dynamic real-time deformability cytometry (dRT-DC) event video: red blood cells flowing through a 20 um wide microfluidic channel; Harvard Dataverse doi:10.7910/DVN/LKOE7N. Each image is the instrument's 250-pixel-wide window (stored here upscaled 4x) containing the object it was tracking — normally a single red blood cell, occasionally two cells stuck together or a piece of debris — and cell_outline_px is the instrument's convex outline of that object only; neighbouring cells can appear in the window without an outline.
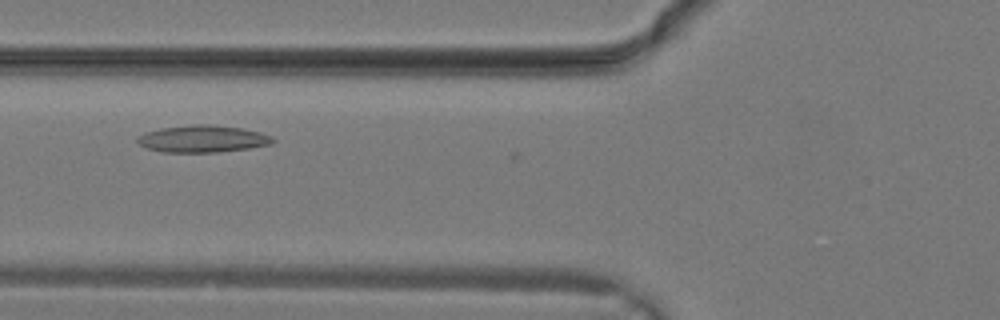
{"species": "common noctule bat (a hibernating species)", "species_latin": "Nyctalus noctula", "temperature_condition": "warm", "stored_images_in_passage": 21, "camera_frame_rate_fps": 3000, "um_per_image_px": 0.085, "animal": {"sex": "male", "body_mass_g": 19.2, "forearm_length_mm": 51.8}, "frame": {"image": 1, "passage_image": 4, "time_ms": 1.0, "image_size_px": [1000, 320], "cell_outline_px": [[276, 140], [272, 144], [248, 148], [216, 152], [164, 152], [148, 148], [140, 144], [136, 140], [136, 136], [160, 128], [192, 124], [208, 124], [240, 128], [260, 132], [272, 136]], "centroid_in_image_um": [17.24, 11.79], "position_along_channel_um": 108.6, "area_um2": 21.21}}
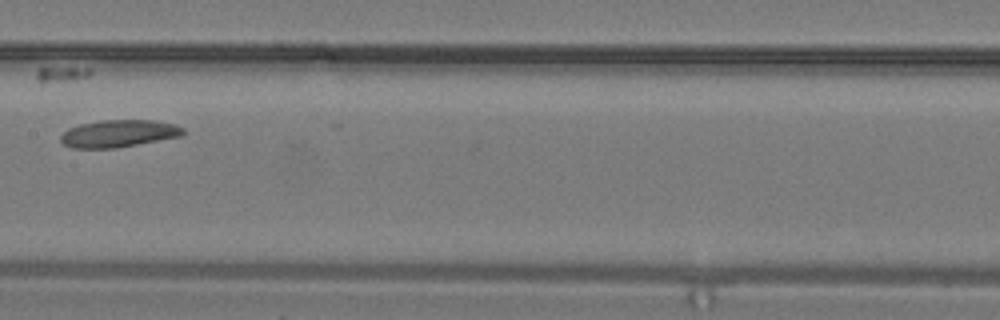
{"frame": {"image": 2, "passage_image": 8, "time_ms": 2.333, "image_size_px": [1000, 320], "cell_outline_px": [[184, 132], [180, 136], [116, 148], [72, 148], [64, 144], [60, 140], [60, 136], [68, 128], [80, 124], [100, 120], [152, 120], [176, 124], [184, 128]], "centroid_in_image_um": [10.07, 11.34], "position_along_channel_um": 197.3, "area_um2": 19.42}}
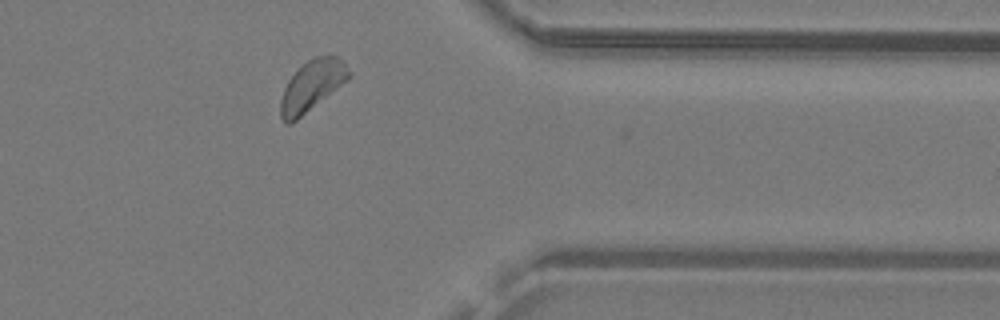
{"frame": {"image": 3, "passage_image": 17, "time_ms": 5.333, "image_size_px": [1000, 320], "cell_outline_px": [[352, 76], [348, 80], [296, 120], [288, 124], [284, 124], [280, 116], [280, 100], [284, 88], [288, 80], [308, 60], [316, 56], [328, 52], [336, 56], [352, 72]], "centroid_in_image_um": [26.52, 7.27], "position_along_channel_um": 384.9, "area_um2": 20.11}}